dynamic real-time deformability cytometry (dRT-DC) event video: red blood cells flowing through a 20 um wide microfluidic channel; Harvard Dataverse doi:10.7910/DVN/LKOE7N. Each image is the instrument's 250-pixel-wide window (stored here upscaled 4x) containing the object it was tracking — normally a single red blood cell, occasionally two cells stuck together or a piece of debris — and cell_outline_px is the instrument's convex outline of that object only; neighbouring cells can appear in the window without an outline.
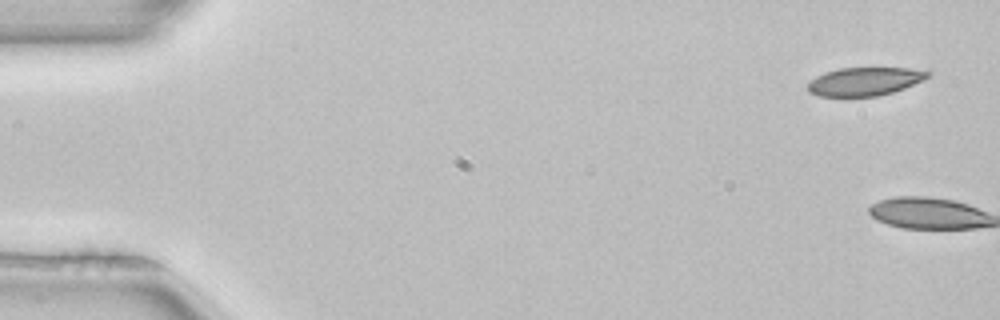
{"species": "common noctule bat (a hibernating species)", "species_latin": "Nyctalus noctula", "temperature_condition": "room temperature", "stored_images_in_passage": 4, "camera_frame_rate_fps": 3000, "um_per_image_px": 0.085, "animal": {"sex": "female", "body_mass_g": 22.7, "forearm_length_mm": 54.2}, "frame": {"image": 1, "passage_image": 1, "time_ms": 0.0, "image_size_px": [1000, 320], "cell_outline_px": [[932, 72], [924, 80], [904, 88], [892, 92], [876, 96], [816, 96], [808, 92], [808, 84], [816, 76], [824, 72], [840, 68], [908, 68]], "centroid_in_image_um": [73.48, 6.92], "position_along_channel_um": 11.5, "area_um2": 19.71}}
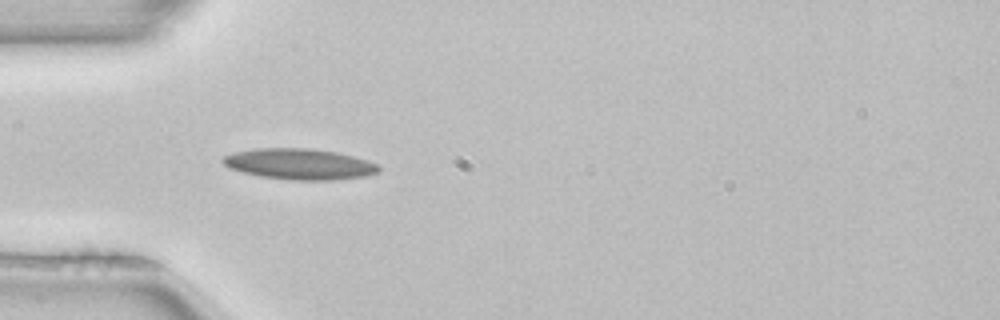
{"frame": {"image": 2, "passage_image": 4, "time_ms": 1.0, "image_size_px": [1000, 320], "cell_outline_px": [[380, 168], [376, 172], [368, 176], [336, 180], [292, 180], [260, 176], [228, 168], [220, 160], [224, 156], [232, 152], [252, 148], [312, 148], [336, 152], [368, 160], [376, 164]], "centroid_in_image_um": [25.42, 13.94], "position_along_channel_um": 59.6, "area_um2": 28.21}}